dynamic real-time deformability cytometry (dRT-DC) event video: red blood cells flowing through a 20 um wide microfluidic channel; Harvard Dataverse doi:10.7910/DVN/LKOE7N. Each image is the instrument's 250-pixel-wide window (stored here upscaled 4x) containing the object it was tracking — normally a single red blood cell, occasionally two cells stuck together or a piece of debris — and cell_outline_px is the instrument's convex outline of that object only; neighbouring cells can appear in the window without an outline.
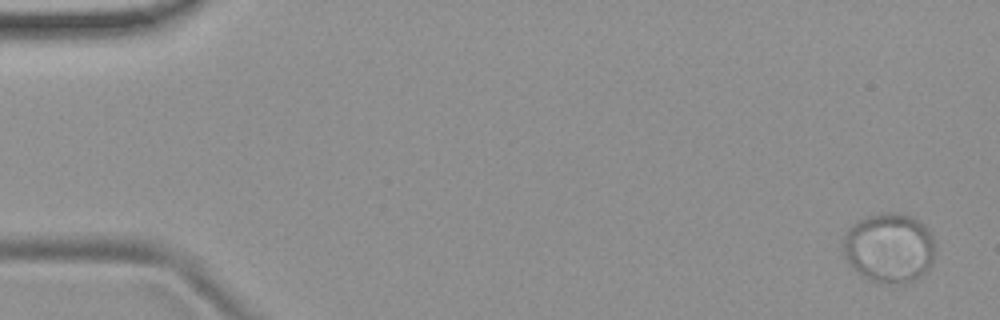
{"species": "common noctule bat (a hibernating species)", "species_latin": "Nyctalus noctula", "temperature_condition": "room temperature", "stored_images_in_passage": 56, "camera_frame_rate_fps": 3000, "um_per_image_px": 0.085, "animal": {"sex": "female", "body_mass_g": 19.9}, "frame": {"image": 1, "passage_image": 3, "time_ms": 0.667, "image_size_px": [1000, 320], "cell_outline_px": [[932, 264], [928, 272], [924, 276], [916, 280], [880, 284], [868, 280], [860, 276], [848, 264], [844, 252], [844, 236], [848, 228], [852, 224], [868, 216], [880, 212], [892, 212], [912, 216], [932, 236]], "centroid_in_image_um": [75.54, 21.1], "position_along_channel_um": 9.5, "area_um2": 37.28}}
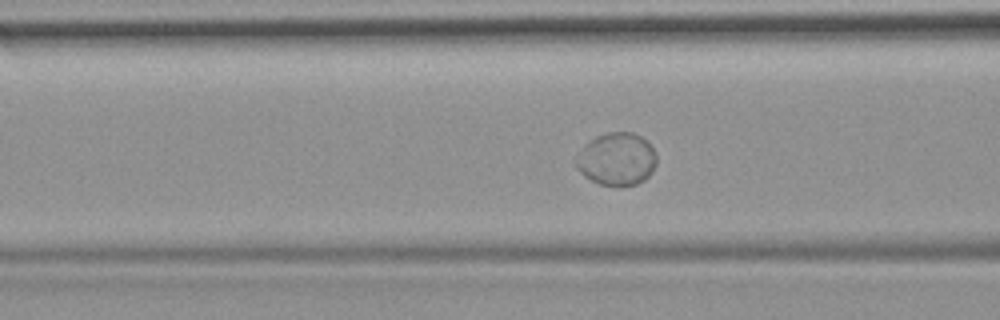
{"frame": {"image": 2, "passage_image": 23, "time_ms": 7.333, "image_size_px": [1000, 320], "cell_outline_px": [[656, 164], [652, 172], [644, 180], [636, 184], [600, 184], [584, 176], [576, 168], [572, 160], [584, 144], [596, 136], [608, 132], [632, 132], [640, 136], [652, 148], [656, 156]], "centroid_in_image_um": [52.36, 13.5], "position_along_channel_um": 114.2, "area_um2": 24.62}}
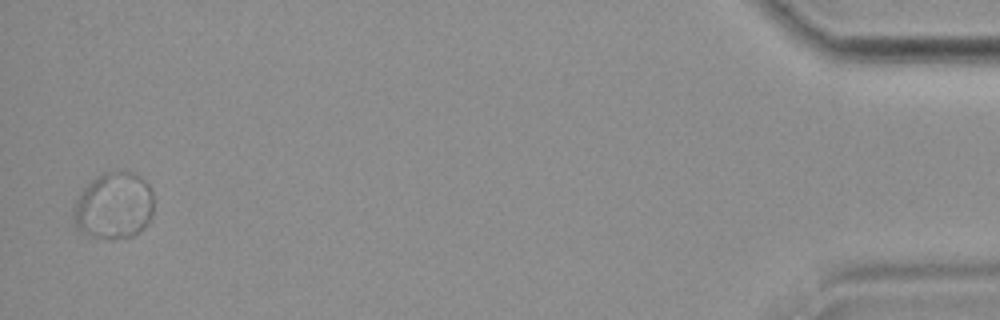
{"frame": {"image": 3, "passage_image": 55, "time_ms": 18.0, "image_size_px": [1000, 320], "cell_outline_px": [[152, 216], [148, 224], [140, 232], [132, 236], [112, 240], [108, 240], [92, 236], [76, 228], [72, 216], [76, 200], [80, 192], [96, 176], [104, 172], [128, 172], [140, 176], [148, 184], [152, 192]], "centroid_in_image_um": [9.68, 17.52], "position_along_channel_um": 425.5, "area_um2": 31.39}, "authors_computed_cell_mechanics": {"area_um2": 25.1141, "velocity_mm_per_s": 3.6914, "shape_relaxation_time_tau1_ms": 4.3666, "shape_relaxation_time_tau2_ms": null, "deformation_change_tau1": 0.0292, "deformation_change_tau2": null}}